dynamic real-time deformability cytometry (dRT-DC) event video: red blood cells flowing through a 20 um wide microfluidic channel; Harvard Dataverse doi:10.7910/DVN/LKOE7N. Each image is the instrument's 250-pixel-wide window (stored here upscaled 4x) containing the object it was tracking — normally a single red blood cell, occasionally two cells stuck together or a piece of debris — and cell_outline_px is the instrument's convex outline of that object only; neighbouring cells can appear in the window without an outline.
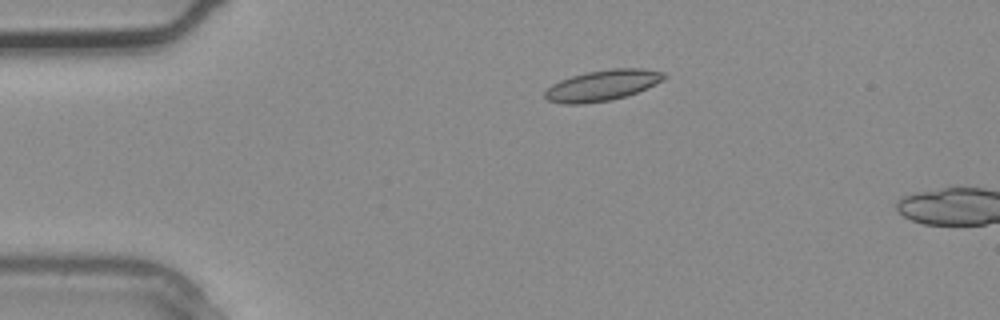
{"species": "common noctule bat (a hibernating species)", "species_latin": "Nyctalus noctula", "temperature_condition": "warm", "stored_images_in_passage": 3, "camera_frame_rate_fps": 3000, "um_per_image_px": 0.085, "animal": {"sex": "male", "body_mass_g": 20.4}, "frame": {"image": 1, "passage_image": 2, "time_ms": 0.333, "image_size_px": [1000, 320], "cell_outline_px": [[668, 76], [664, 80], [628, 96], [608, 100], [580, 104], [564, 104], [548, 100], [544, 96], [544, 92], [552, 84], [560, 80], [572, 76], [588, 72], [612, 68], [644, 68], [664, 72]], "centroid_in_image_um": [51.23, 7.25], "position_along_channel_um": 33.8, "area_um2": 21.33}}